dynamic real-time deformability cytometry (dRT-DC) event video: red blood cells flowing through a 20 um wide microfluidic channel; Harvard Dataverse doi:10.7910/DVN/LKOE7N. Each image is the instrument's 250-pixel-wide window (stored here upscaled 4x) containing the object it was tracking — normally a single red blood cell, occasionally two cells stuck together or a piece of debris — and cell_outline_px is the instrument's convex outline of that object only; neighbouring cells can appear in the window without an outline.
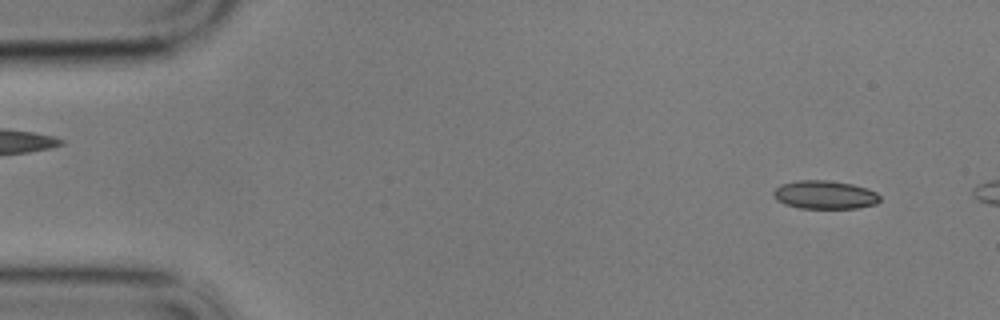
{"species": "common noctule bat (a hibernating species)", "species_latin": "Nyctalus noctula", "temperature_condition": "cold", "stored_images_in_passage": 11, "camera_frame_rate_fps": 3000, "um_per_image_px": 0.085, "animal": {"sex": "male", "body_mass_g": 17.9}, "frame": {"image": 1, "passage_image": 4, "time_ms": 1.0, "image_size_px": [1000, 320], "cell_outline_px": [[880, 200], [876, 204], [856, 208], [800, 208], [784, 204], [776, 200], [772, 196], [772, 192], [780, 184], [796, 180], [828, 180], [852, 184], [868, 188], [876, 192], [880, 196]], "centroid_in_image_um": [70.08, 16.55], "position_along_channel_um": 14.9, "area_um2": 17.8}}